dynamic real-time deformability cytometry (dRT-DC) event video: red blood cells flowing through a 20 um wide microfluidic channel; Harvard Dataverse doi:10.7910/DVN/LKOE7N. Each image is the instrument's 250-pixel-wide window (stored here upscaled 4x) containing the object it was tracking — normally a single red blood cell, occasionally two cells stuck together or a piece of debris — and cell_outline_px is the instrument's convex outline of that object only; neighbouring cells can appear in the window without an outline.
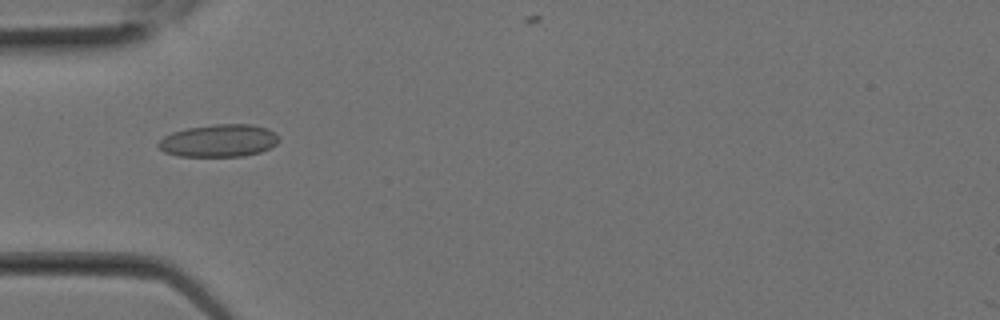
{"species": "Egyptian fruit bat (a non-hibernating species)", "species_latin": "Rousettus aegyptiacus", "temperature_condition": "room temperature", "stored_images_in_passage": 21, "camera_frame_rate_fps": 3000, "um_per_image_px": 0.085, "animal": {"sex": "female"}, "frame": {"image": 1, "passage_image": 8, "time_ms": 2.333, "image_size_px": [1000, 320], "cell_outline_px": [[280, 140], [276, 144], [260, 152], [244, 156], [180, 156], [164, 152], [156, 144], [164, 136], [172, 132], [188, 128], [212, 124], [252, 124], [268, 128], [276, 132], [280, 136]], "centroid_in_image_um": [18.64, 11.94], "position_along_channel_um": 66.4, "area_um2": 23.0}}
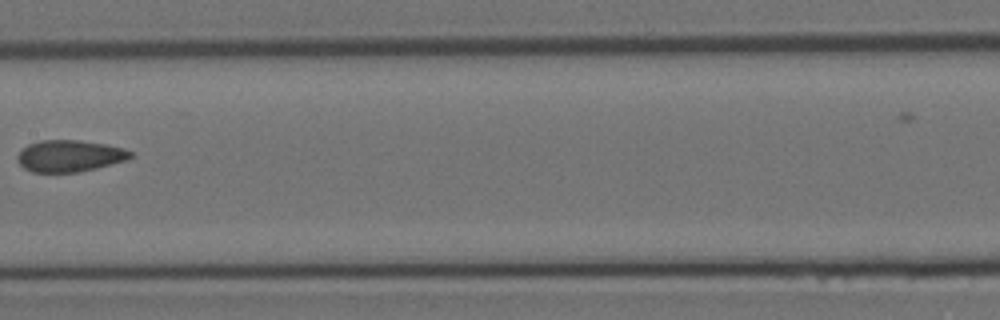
{"frame": {"image": 2, "passage_image": 13, "time_ms": 4.0, "image_size_px": [1000, 320], "cell_outline_px": [[132, 156], [124, 160], [96, 168], [80, 172], [32, 172], [24, 168], [16, 160], [16, 156], [28, 144], [40, 140], [80, 140], [104, 144], [124, 148], [132, 152]], "centroid_in_image_um": [5.88, 13.25], "position_along_channel_um": 201.5, "area_um2": 20.75}}
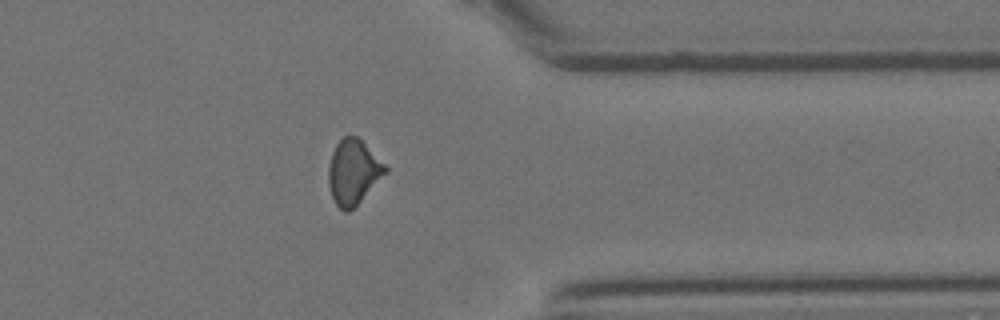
{"frame": {"image": 3, "passage_image": 20, "time_ms": 6.333, "image_size_px": [1000, 320], "cell_outline_px": [[388, 172], [348, 212], [344, 212], [336, 204], [332, 196], [328, 184], [328, 168], [332, 152], [336, 144], [344, 136], [356, 136], [388, 168]], "centroid_in_image_um": [30.01, 14.62], "position_along_channel_um": 381.4, "area_um2": 20.98}}